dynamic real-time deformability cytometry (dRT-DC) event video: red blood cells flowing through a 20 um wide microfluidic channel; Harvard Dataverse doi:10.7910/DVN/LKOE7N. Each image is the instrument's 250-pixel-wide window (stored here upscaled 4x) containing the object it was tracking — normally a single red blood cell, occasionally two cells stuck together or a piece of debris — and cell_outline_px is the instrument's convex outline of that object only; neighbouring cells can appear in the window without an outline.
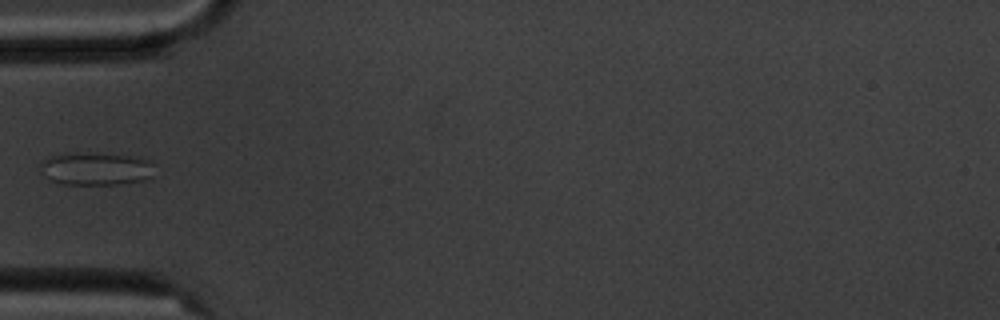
{"species": "common noctule bat (a hibernating species)", "species_latin": "Nyctalus noctula", "temperature_condition": "cold", "stored_images_in_passage": 4, "camera_frame_rate_fps": 3000, "um_per_image_px": 0.085, "animal": {"sex": "male", "body_mass_g": 20.1, "forearm_length_mm": 53.5}, "frame": {"image": 1, "passage_image": 4, "time_ms": 3.667, "image_size_px": [1000, 320], "cell_outline_px": [[152, 180], [116, 184], [60, 184], [44, 176], [40, 172], [40, 164], [48, 156], [64, 152], [76, 152], [140, 156], [148, 160], [152, 164]], "centroid_in_image_um": [8.14, 14.33], "position_along_channel_um": 76.9, "area_um2": 22.37}}